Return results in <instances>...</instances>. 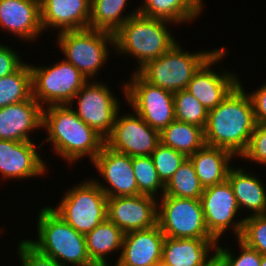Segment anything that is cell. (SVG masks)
I'll list each match as a JSON object with an SVG mask.
<instances>
[{
	"instance_id": "1",
	"label": "cell",
	"mask_w": 266,
	"mask_h": 266,
	"mask_svg": "<svg viewBox=\"0 0 266 266\" xmlns=\"http://www.w3.org/2000/svg\"><path fill=\"white\" fill-rule=\"evenodd\" d=\"M241 83L209 110L204 129L206 145L224 148L237 158L247 150L256 126L251 97Z\"/></svg>"
},
{
	"instance_id": "2",
	"label": "cell",
	"mask_w": 266,
	"mask_h": 266,
	"mask_svg": "<svg viewBox=\"0 0 266 266\" xmlns=\"http://www.w3.org/2000/svg\"><path fill=\"white\" fill-rule=\"evenodd\" d=\"M42 128L49 136L44 141L51 142L54 154L70 165L83 156L92 162L105 145V138L84 123L69 104L43 108Z\"/></svg>"
},
{
	"instance_id": "3",
	"label": "cell",
	"mask_w": 266,
	"mask_h": 266,
	"mask_svg": "<svg viewBox=\"0 0 266 266\" xmlns=\"http://www.w3.org/2000/svg\"><path fill=\"white\" fill-rule=\"evenodd\" d=\"M39 212L37 240H25L31 247L63 266H96L88 255L84 234L67 224L52 206Z\"/></svg>"
},
{
	"instance_id": "4",
	"label": "cell",
	"mask_w": 266,
	"mask_h": 266,
	"mask_svg": "<svg viewBox=\"0 0 266 266\" xmlns=\"http://www.w3.org/2000/svg\"><path fill=\"white\" fill-rule=\"evenodd\" d=\"M174 23L160 19L148 18L141 14L130 17L114 33V50L116 54L131 56L138 60L135 72L147 62L166 53L178 40L172 35L167 25Z\"/></svg>"
},
{
	"instance_id": "5",
	"label": "cell",
	"mask_w": 266,
	"mask_h": 266,
	"mask_svg": "<svg viewBox=\"0 0 266 266\" xmlns=\"http://www.w3.org/2000/svg\"><path fill=\"white\" fill-rule=\"evenodd\" d=\"M216 50L189 52L177 42L166 53L147 62L137 73L150 84L176 93L187 88L194 73Z\"/></svg>"
},
{
	"instance_id": "6",
	"label": "cell",
	"mask_w": 266,
	"mask_h": 266,
	"mask_svg": "<svg viewBox=\"0 0 266 266\" xmlns=\"http://www.w3.org/2000/svg\"><path fill=\"white\" fill-rule=\"evenodd\" d=\"M56 39L64 60L73 64L88 80H95L111 54L109 47L114 49V34L102 30L63 31Z\"/></svg>"
},
{
	"instance_id": "7",
	"label": "cell",
	"mask_w": 266,
	"mask_h": 266,
	"mask_svg": "<svg viewBox=\"0 0 266 266\" xmlns=\"http://www.w3.org/2000/svg\"><path fill=\"white\" fill-rule=\"evenodd\" d=\"M70 187L52 209L73 229L87 234L107 218V196L94 179Z\"/></svg>"
},
{
	"instance_id": "8",
	"label": "cell",
	"mask_w": 266,
	"mask_h": 266,
	"mask_svg": "<svg viewBox=\"0 0 266 266\" xmlns=\"http://www.w3.org/2000/svg\"><path fill=\"white\" fill-rule=\"evenodd\" d=\"M32 97L43 107L70 104L88 81L71 63L64 59L51 66H33Z\"/></svg>"
},
{
	"instance_id": "9",
	"label": "cell",
	"mask_w": 266,
	"mask_h": 266,
	"mask_svg": "<svg viewBox=\"0 0 266 266\" xmlns=\"http://www.w3.org/2000/svg\"><path fill=\"white\" fill-rule=\"evenodd\" d=\"M130 76L121 88L128 105L150 127L161 132L175 120L174 93L150 84L137 72Z\"/></svg>"
},
{
	"instance_id": "10",
	"label": "cell",
	"mask_w": 266,
	"mask_h": 266,
	"mask_svg": "<svg viewBox=\"0 0 266 266\" xmlns=\"http://www.w3.org/2000/svg\"><path fill=\"white\" fill-rule=\"evenodd\" d=\"M157 224L165 237L215 239L208 232L200 199L162 195Z\"/></svg>"
},
{
	"instance_id": "11",
	"label": "cell",
	"mask_w": 266,
	"mask_h": 266,
	"mask_svg": "<svg viewBox=\"0 0 266 266\" xmlns=\"http://www.w3.org/2000/svg\"><path fill=\"white\" fill-rule=\"evenodd\" d=\"M112 92L105 82L88 80L69 104L73 105L77 100V109L74 106V112L104 138L111 133L116 115L121 108L118 97Z\"/></svg>"
},
{
	"instance_id": "12",
	"label": "cell",
	"mask_w": 266,
	"mask_h": 266,
	"mask_svg": "<svg viewBox=\"0 0 266 266\" xmlns=\"http://www.w3.org/2000/svg\"><path fill=\"white\" fill-rule=\"evenodd\" d=\"M200 202L208 232L213 238L219 242L226 230H232L236 239L240 238L244 218L236 219L240 209L228 180L204 188Z\"/></svg>"
},
{
	"instance_id": "13",
	"label": "cell",
	"mask_w": 266,
	"mask_h": 266,
	"mask_svg": "<svg viewBox=\"0 0 266 266\" xmlns=\"http://www.w3.org/2000/svg\"><path fill=\"white\" fill-rule=\"evenodd\" d=\"M119 113L120 110L111 133L105 138V145L131 157L150 156L160 143V132L150 127L135 112L126 115Z\"/></svg>"
},
{
	"instance_id": "14",
	"label": "cell",
	"mask_w": 266,
	"mask_h": 266,
	"mask_svg": "<svg viewBox=\"0 0 266 266\" xmlns=\"http://www.w3.org/2000/svg\"><path fill=\"white\" fill-rule=\"evenodd\" d=\"M226 53L227 48H218L194 73L186 88L208 111L219 105L240 83L236 72H227L226 68L222 71L220 68V72L212 69L226 58Z\"/></svg>"
},
{
	"instance_id": "15",
	"label": "cell",
	"mask_w": 266,
	"mask_h": 266,
	"mask_svg": "<svg viewBox=\"0 0 266 266\" xmlns=\"http://www.w3.org/2000/svg\"><path fill=\"white\" fill-rule=\"evenodd\" d=\"M92 163L105 182L100 183L99 178H95L94 181L107 198L139 195L131 156L116 152L104 145Z\"/></svg>"
},
{
	"instance_id": "16",
	"label": "cell",
	"mask_w": 266,
	"mask_h": 266,
	"mask_svg": "<svg viewBox=\"0 0 266 266\" xmlns=\"http://www.w3.org/2000/svg\"><path fill=\"white\" fill-rule=\"evenodd\" d=\"M158 199L149 195L119 196L107 200V218L124 233L157 225Z\"/></svg>"
},
{
	"instance_id": "17",
	"label": "cell",
	"mask_w": 266,
	"mask_h": 266,
	"mask_svg": "<svg viewBox=\"0 0 266 266\" xmlns=\"http://www.w3.org/2000/svg\"><path fill=\"white\" fill-rule=\"evenodd\" d=\"M37 146V147H36ZM43 147L32 141L0 139V173L3 179L21 180L39 177L48 171L47 163L38 154Z\"/></svg>"
},
{
	"instance_id": "18",
	"label": "cell",
	"mask_w": 266,
	"mask_h": 266,
	"mask_svg": "<svg viewBox=\"0 0 266 266\" xmlns=\"http://www.w3.org/2000/svg\"><path fill=\"white\" fill-rule=\"evenodd\" d=\"M165 235L157 225L124 233L119 266H159Z\"/></svg>"
},
{
	"instance_id": "19",
	"label": "cell",
	"mask_w": 266,
	"mask_h": 266,
	"mask_svg": "<svg viewBox=\"0 0 266 266\" xmlns=\"http://www.w3.org/2000/svg\"><path fill=\"white\" fill-rule=\"evenodd\" d=\"M0 28L34 42L43 32L40 0H0Z\"/></svg>"
},
{
	"instance_id": "20",
	"label": "cell",
	"mask_w": 266,
	"mask_h": 266,
	"mask_svg": "<svg viewBox=\"0 0 266 266\" xmlns=\"http://www.w3.org/2000/svg\"><path fill=\"white\" fill-rule=\"evenodd\" d=\"M43 31H73L89 28L91 0H40Z\"/></svg>"
},
{
	"instance_id": "21",
	"label": "cell",
	"mask_w": 266,
	"mask_h": 266,
	"mask_svg": "<svg viewBox=\"0 0 266 266\" xmlns=\"http://www.w3.org/2000/svg\"><path fill=\"white\" fill-rule=\"evenodd\" d=\"M43 107L31 97L0 108V139L31 141L30 133L42 128Z\"/></svg>"
},
{
	"instance_id": "22",
	"label": "cell",
	"mask_w": 266,
	"mask_h": 266,
	"mask_svg": "<svg viewBox=\"0 0 266 266\" xmlns=\"http://www.w3.org/2000/svg\"><path fill=\"white\" fill-rule=\"evenodd\" d=\"M218 243L216 239L165 237L161 265L209 266L216 260ZM213 252L214 254L211 255Z\"/></svg>"
},
{
	"instance_id": "23",
	"label": "cell",
	"mask_w": 266,
	"mask_h": 266,
	"mask_svg": "<svg viewBox=\"0 0 266 266\" xmlns=\"http://www.w3.org/2000/svg\"><path fill=\"white\" fill-rule=\"evenodd\" d=\"M236 156L224 148L204 145L188 157L201 185L206 188L227 180L232 158Z\"/></svg>"
},
{
	"instance_id": "24",
	"label": "cell",
	"mask_w": 266,
	"mask_h": 266,
	"mask_svg": "<svg viewBox=\"0 0 266 266\" xmlns=\"http://www.w3.org/2000/svg\"><path fill=\"white\" fill-rule=\"evenodd\" d=\"M245 170V171H244ZM247 169L234 168L229 170V181L239 209L251 211L250 216L266 214V190L262 181Z\"/></svg>"
},
{
	"instance_id": "25",
	"label": "cell",
	"mask_w": 266,
	"mask_h": 266,
	"mask_svg": "<svg viewBox=\"0 0 266 266\" xmlns=\"http://www.w3.org/2000/svg\"><path fill=\"white\" fill-rule=\"evenodd\" d=\"M144 2V3H143ZM138 13L148 18H160L174 24L195 21L202 14V0H144Z\"/></svg>"
},
{
	"instance_id": "26",
	"label": "cell",
	"mask_w": 266,
	"mask_h": 266,
	"mask_svg": "<svg viewBox=\"0 0 266 266\" xmlns=\"http://www.w3.org/2000/svg\"><path fill=\"white\" fill-rule=\"evenodd\" d=\"M124 232L106 218L85 234L88 255L96 266H107V255L122 249Z\"/></svg>"
},
{
	"instance_id": "27",
	"label": "cell",
	"mask_w": 266,
	"mask_h": 266,
	"mask_svg": "<svg viewBox=\"0 0 266 266\" xmlns=\"http://www.w3.org/2000/svg\"><path fill=\"white\" fill-rule=\"evenodd\" d=\"M160 142L190 157L205 145L204 129L174 120L160 132Z\"/></svg>"
},
{
	"instance_id": "28",
	"label": "cell",
	"mask_w": 266,
	"mask_h": 266,
	"mask_svg": "<svg viewBox=\"0 0 266 266\" xmlns=\"http://www.w3.org/2000/svg\"><path fill=\"white\" fill-rule=\"evenodd\" d=\"M129 0H91V15L89 28L107 31L114 34L130 17L138 14V8L133 12L123 14Z\"/></svg>"
},
{
	"instance_id": "29",
	"label": "cell",
	"mask_w": 266,
	"mask_h": 266,
	"mask_svg": "<svg viewBox=\"0 0 266 266\" xmlns=\"http://www.w3.org/2000/svg\"><path fill=\"white\" fill-rule=\"evenodd\" d=\"M32 97V73L24 63L14 73L0 78V108L29 100Z\"/></svg>"
},
{
	"instance_id": "30",
	"label": "cell",
	"mask_w": 266,
	"mask_h": 266,
	"mask_svg": "<svg viewBox=\"0 0 266 266\" xmlns=\"http://www.w3.org/2000/svg\"><path fill=\"white\" fill-rule=\"evenodd\" d=\"M203 192L204 187L201 185L200 180L196 175L191 160L187 157L170 180L165 184L163 195L200 199Z\"/></svg>"
},
{
	"instance_id": "31",
	"label": "cell",
	"mask_w": 266,
	"mask_h": 266,
	"mask_svg": "<svg viewBox=\"0 0 266 266\" xmlns=\"http://www.w3.org/2000/svg\"><path fill=\"white\" fill-rule=\"evenodd\" d=\"M132 166L139 194L149 195L157 199L159 192H161L160 197L164 194L165 185L158 177L151 156L132 157Z\"/></svg>"
},
{
	"instance_id": "32",
	"label": "cell",
	"mask_w": 266,
	"mask_h": 266,
	"mask_svg": "<svg viewBox=\"0 0 266 266\" xmlns=\"http://www.w3.org/2000/svg\"><path fill=\"white\" fill-rule=\"evenodd\" d=\"M208 110L186 89L174 93L175 120L205 129Z\"/></svg>"
},
{
	"instance_id": "33",
	"label": "cell",
	"mask_w": 266,
	"mask_h": 266,
	"mask_svg": "<svg viewBox=\"0 0 266 266\" xmlns=\"http://www.w3.org/2000/svg\"><path fill=\"white\" fill-rule=\"evenodd\" d=\"M159 179L165 185L187 158L179 151L164 146L161 142L150 155Z\"/></svg>"
},
{
	"instance_id": "34",
	"label": "cell",
	"mask_w": 266,
	"mask_h": 266,
	"mask_svg": "<svg viewBox=\"0 0 266 266\" xmlns=\"http://www.w3.org/2000/svg\"><path fill=\"white\" fill-rule=\"evenodd\" d=\"M259 254L266 255V214L244 217L243 230L239 238Z\"/></svg>"
},
{
	"instance_id": "35",
	"label": "cell",
	"mask_w": 266,
	"mask_h": 266,
	"mask_svg": "<svg viewBox=\"0 0 266 266\" xmlns=\"http://www.w3.org/2000/svg\"><path fill=\"white\" fill-rule=\"evenodd\" d=\"M240 255L235 256L228 248V245L221 247L218 244L216 251V260L220 266H260L261 254L255 249L248 247L239 238L237 239ZM233 253V254H232Z\"/></svg>"
},
{
	"instance_id": "36",
	"label": "cell",
	"mask_w": 266,
	"mask_h": 266,
	"mask_svg": "<svg viewBox=\"0 0 266 266\" xmlns=\"http://www.w3.org/2000/svg\"><path fill=\"white\" fill-rule=\"evenodd\" d=\"M240 158L266 167V124H256L248 148Z\"/></svg>"
},
{
	"instance_id": "37",
	"label": "cell",
	"mask_w": 266,
	"mask_h": 266,
	"mask_svg": "<svg viewBox=\"0 0 266 266\" xmlns=\"http://www.w3.org/2000/svg\"><path fill=\"white\" fill-rule=\"evenodd\" d=\"M17 246L21 266H63L56 260L38 253L25 239L19 241Z\"/></svg>"
},
{
	"instance_id": "38",
	"label": "cell",
	"mask_w": 266,
	"mask_h": 266,
	"mask_svg": "<svg viewBox=\"0 0 266 266\" xmlns=\"http://www.w3.org/2000/svg\"><path fill=\"white\" fill-rule=\"evenodd\" d=\"M18 53L11 47L0 43V78L14 73L26 62H23Z\"/></svg>"
},
{
	"instance_id": "39",
	"label": "cell",
	"mask_w": 266,
	"mask_h": 266,
	"mask_svg": "<svg viewBox=\"0 0 266 266\" xmlns=\"http://www.w3.org/2000/svg\"><path fill=\"white\" fill-rule=\"evenodd\" d=\"M253 92H247L254 107V117L256 124H266V83L260 85Z\"/></svg>"
},
{
	"instance_id": "40",
	"label": "cell",
	"mask_w": 266,
	"mask_h": 266,
	"mask_svg": "<svg viewBox=\"0 0 266 266\" xmlns=\"http://www.w3.org/2000/svg\"><path fill=\"white\" fill-rule=\"evenodd\" d=\"M260 266H266V255H261Z\"/></svg>"
},
{
	"instance_id": "41",
	"label": "cell",
	"mask_w": 266,
	"mask_h": 266,
	"mask_svg": "<svg viewBox=\"0 0 266 266\" xmlns=\"http://www.w3.org/2000/svg\"><path fill=\"white\" fill-rule=\"evenodd\" d=\"M209 266H220L217 260H215L213 263H211Z\"/></svg>"
}]
</instances>
